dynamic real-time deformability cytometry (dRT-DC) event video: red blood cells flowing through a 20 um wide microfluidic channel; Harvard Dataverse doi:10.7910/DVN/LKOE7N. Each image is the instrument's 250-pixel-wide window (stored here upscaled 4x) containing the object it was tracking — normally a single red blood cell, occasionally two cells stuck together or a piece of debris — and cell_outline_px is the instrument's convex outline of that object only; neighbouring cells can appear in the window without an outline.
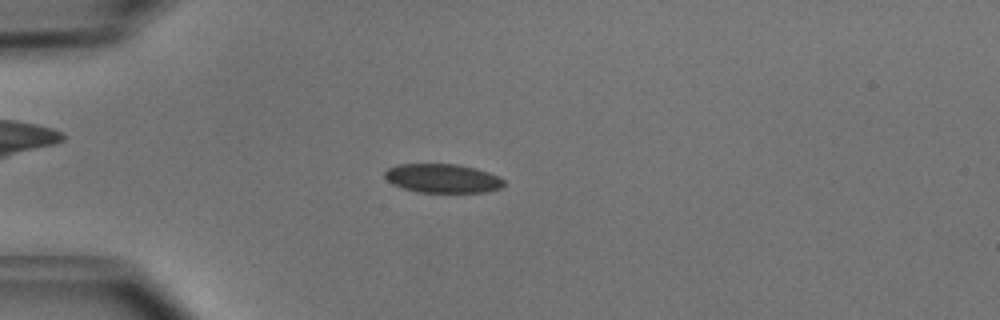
{"species": "common noctule bat (a hibernating species)", "species_latin": "Nyctalus noctula", "temperature_condition": "cold", "stored_images_in_passage": 41, "camera_frame_rate_fps": 3000, "um_per_image_px": 0.085, "animal": {"sex": "male", "body_mass_g": 15.6}, "frame": {"image": 1, "passage_image": 4, "time_ms": 1.0, "image_size_px": [1000, 320], "cell_outline_px": [[504, 184], [500, 188], [484, 192], [416, 192], [392, 184], [384, 176], [384, 172], [388, 168], [396, 164], [456, 164], [476, 168], [488, 172], [504, 180]], "centroid_in_image_um": [37.58, 15.15], "position_along_channel_um": 47.4, "area_um2": 20.0}}
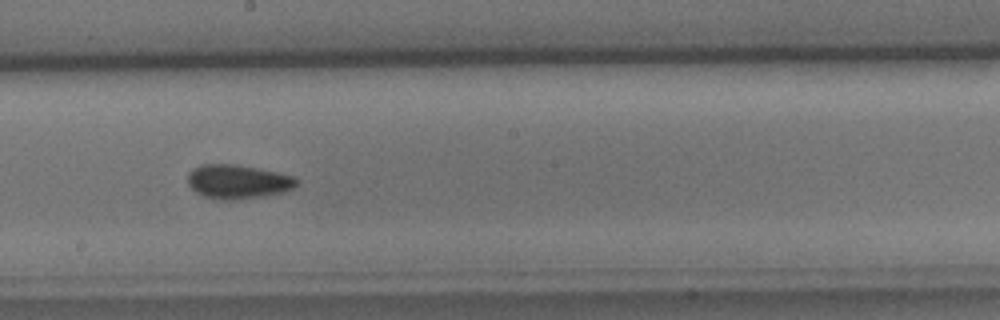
{"frame": {"image": 2, "passage_image": 19, "time_ms": 6.0, "image_size_px": [1000, 320], "cell_outline_px": [[300, 184], [292, 188], [280, 192], [264, 196], [236, 200], [216, 200], [204, 196], [196, 192], [188, 184], [188, 172], [192, 168], [200, 164], [232, 164], [256, 168], [296, 176], [300, 180]], "centroid_in_image_um": [20.21, 15.44], "position_along_channel_um": 228.0, "area_um2": 21.79}}
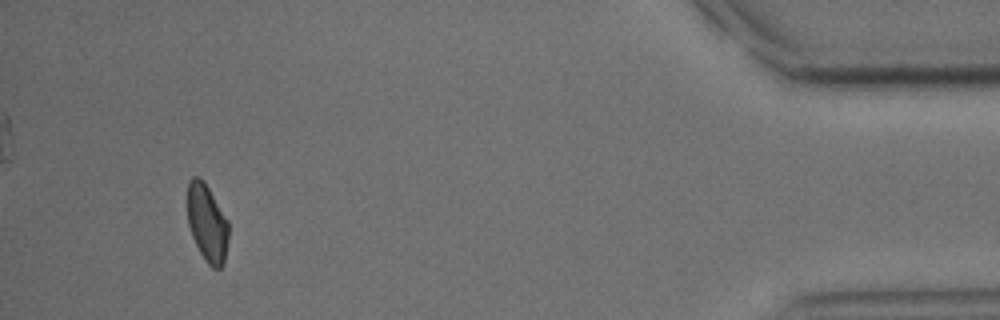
{"frame": {"image": 3, "passage_image": 38, "time_ms": 12.333, "image_size_px": [1000, 320], "cell_outline_px": [[228, 240], [224, 264], [220, 268], [212, 268], [204, 260], [192, 236], [188, 224], [188, 180], [192, 176], [200, 176], [204, 180], [228, 220]], "centroid_in_image_um": [17.61, 18.94], "position_along_channel_um": 417.6, "area_um2": 18.73}, "authors_computed_cell_mechanics": {"area_um2": 20.0566, "velocity_mm_per_s": 3.9869, "shape_relaxation_time_tau1_ms": 2.874, "shape_relaxation_time_tau2_ms": 4.5142, "deformation_change_tau1": 0.0847, "deformation_change_tau2": 0.0859}}